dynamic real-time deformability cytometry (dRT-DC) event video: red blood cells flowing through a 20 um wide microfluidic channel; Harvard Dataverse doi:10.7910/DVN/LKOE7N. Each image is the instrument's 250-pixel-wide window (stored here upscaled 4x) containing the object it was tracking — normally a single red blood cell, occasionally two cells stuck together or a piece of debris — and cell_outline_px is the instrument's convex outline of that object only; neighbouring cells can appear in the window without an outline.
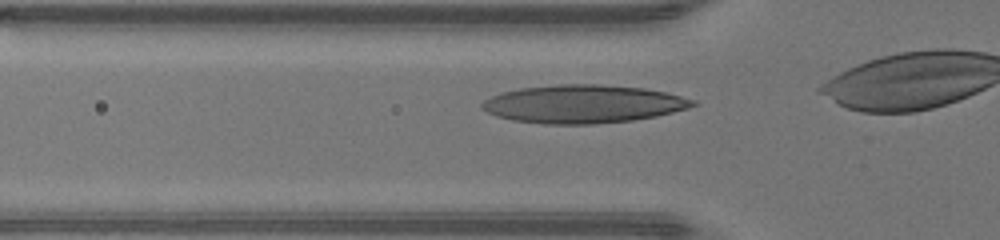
{"species": "human", "species_latin": "Homo sapiens", "temperature_condition": "warm", "stored_images_in_passage": 23, "camera_frame_rate_fps": 3000, "um_per_image_px": 0.085, "donor": {"sex": "male"}, "frame": {"image": 1, "passage_image": 2, "time_ms": 0.333, "image_size_px": [1000, 240], "cell_outline_px": [[700, 104], [688, 108], [656, 116], [632, 120], [596, 124], [544, 124], [512, 120], [496, 116], [488, 112], [480, 104], [484, 100], [500, 92], [520, 88], [560, 84], [600, 84], [644, 88], [664, 92], [696, 100]], "centroid_in_image_um": [49.57, 8.84], "position_along_channel_um": 76.2, "area_um2": 46.88}}
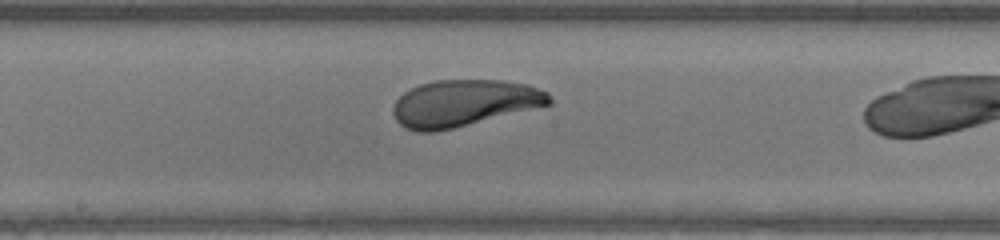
{"frame": {"image": 2, "passage_image": 11, "time_ms": 3.333, "image_size_px": [1000, 240], "cell_outline_px": [[552, 104], [436, 132], [416, 132], [404, 128], [396, 120], [392, 112], [392, 108], [396, 100], [404, 92], [420, 84], [436, 80], [504, 80], [528, 84], [548, 92], [552, 100]], "centroid_in_image_um": [39.43, 8.76], "position_along_channel_um": 208.8, "area_um2": 42.54}}
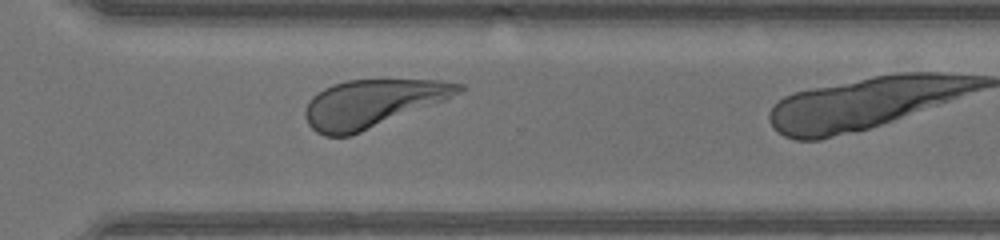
{"frame": {"image": 3, "passage_image": 20, "time_ms": 6.333, "image_size_px": [1000, 240], "cell_outline_px": [[468, 88], [444, 100], [352, 136], [324, 136], [316, 132], [308, 124], [304, 116], [304, 112], [308, 100], [312, 96], [324, 88], [332, 84], [348, 80], [440, 80], [464, 84]], "centroid_in_image_um": [31.62, 8.8], "position_along_channel_um": 339.0, "area_um2": 42.66}}